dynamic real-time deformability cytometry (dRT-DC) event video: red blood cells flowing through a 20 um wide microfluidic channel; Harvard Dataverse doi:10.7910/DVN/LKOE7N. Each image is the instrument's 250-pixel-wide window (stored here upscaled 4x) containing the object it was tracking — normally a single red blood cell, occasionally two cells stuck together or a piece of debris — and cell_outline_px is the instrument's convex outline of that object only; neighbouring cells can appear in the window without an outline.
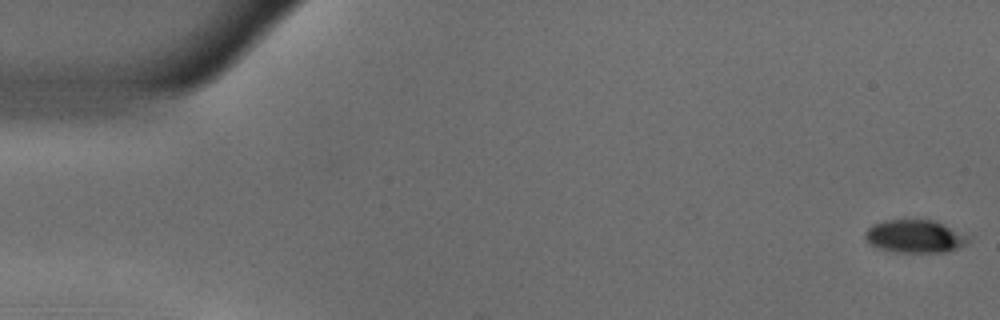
{"species": "common noctule bat (a hibernating species)", "species_latin": "Nyctalus noctula", "temperature_condition": "warm", "stored_images_in_passage": 55, "camera_frame_rate_fps": 3000, "um_per_image_px": 0.085, "animal": {"sex": "male", "body_mass_g": 18.8}, "frame": {"image": 1, "passage_image": 1, "time_ms": 0.0, "image_size_px": [1000, 320], "cell_outline_px": [[972, 236], [968, 244], [960, 248], [944, 252], [892, 252], [880, 248], [872, 244], [864, 236], [864, 232], [872, 224], [888, 220], [936, 220]], "centroid_in_image_um": [77.85, 20.09], "position_along_channel_um": 7.1, "area_um2": 20.06}}
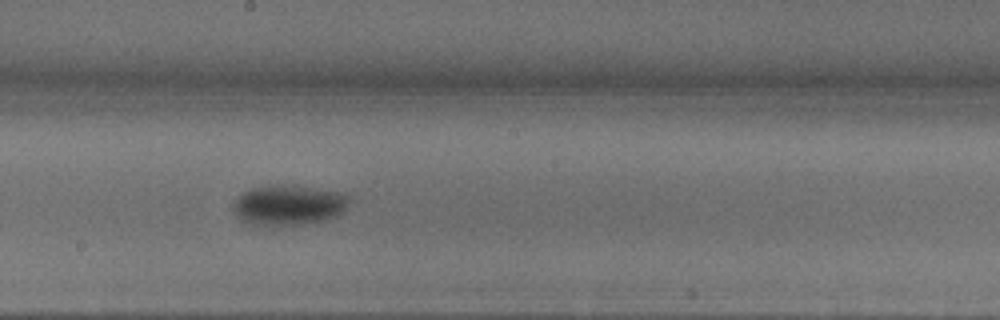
{"frame": {"image": 2, "passage_image": 30, "time_ms": 9.667, "image_size_px": [1000, 320], "cell_outline_px": [[348, 200], [344, 212], [328, 220], [300, 224], [256, 224], [244, 220], [236, 216], [232, 208], [232, 204], [244, 192], [252, 188], [276, 184], [292, 184], [340, 192], [348, 196]], "centroid_in_image_um": [24.56, 17.4], "position_along_channel_um": 223.6, "area_um2": 26.93}}
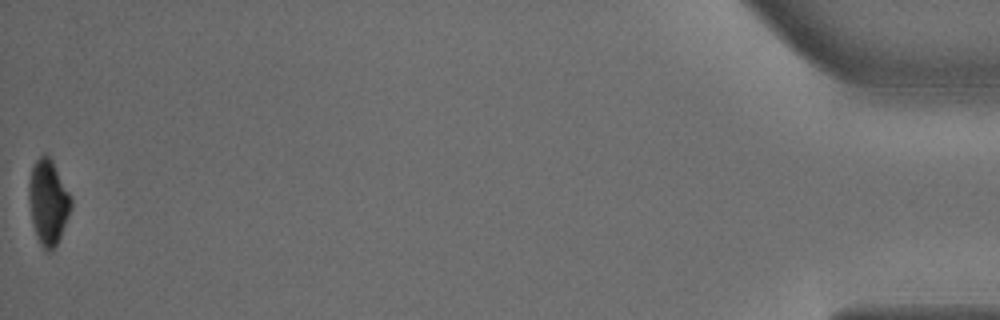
{"frame": {"image": 3, "passage_image": 55, "time_ms": 18.0, "image_size_px": [1000, 320], "cell_outline_px": [[72, 208], [60, 236], [52, 252], [44, 252], [40, 244], [32, 220], [28, 196], [28, 184], [32, 168], [36, 160], [44, 152], [52, 160], [72, 196]], "centroid_in_image_um": [4.11, 17.17], "position_along_channel_um": 431.1, "area_um2": 20.92}, "authors_computed_cell_mechanics": {"area_um2": 24.7962, "velocity_mm_per_s": 3.6768, "shape_relaxation_time_tau1_ms": 5.7058, "shape_relaxation_time_tau2_ms": 9.595, "deformation_change_tau1": 0.1522, "deformation_change_tau2": 0.0812}}